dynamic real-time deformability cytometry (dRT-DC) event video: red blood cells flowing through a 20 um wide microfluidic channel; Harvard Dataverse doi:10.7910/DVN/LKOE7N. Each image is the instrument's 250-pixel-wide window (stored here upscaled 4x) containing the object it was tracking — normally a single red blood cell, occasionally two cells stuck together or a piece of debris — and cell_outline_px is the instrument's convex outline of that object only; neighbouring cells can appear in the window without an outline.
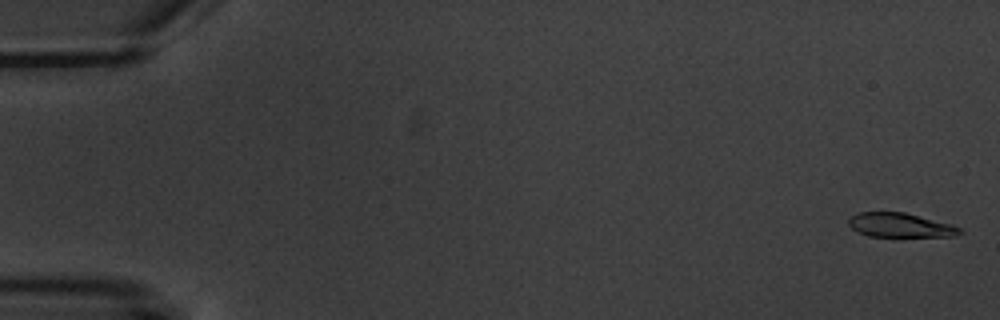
{"species": "common noctule bat (a hibernating species)", "species_latin": "Nyctalus noctula", "temperature_condition": "warm", "stored_images_in_passage": 8, "camera_frame_rate_fps": 3000, "um_per_image_px": 0.085, "animal": {"sex": "male", "body_mass_g": 20.1, "forearm_length_mm": 53.5}, "frame": {"image": 1, "passage_image": 1, "time_ms": 0.0, "image_size_px": [1000, 320], "cell_outline_px": [[964, 232], [956, 236], [892, 240], [868, 236], [852, 228], [848, 224], [848, 220], [852, 216], [860, 212], [904, 212], [952, 224], [960, 228]], "centroid_in_image_um": [76.58, 19.21], "position_along_channel_um": 8.4, "area_um2": 16.82}}
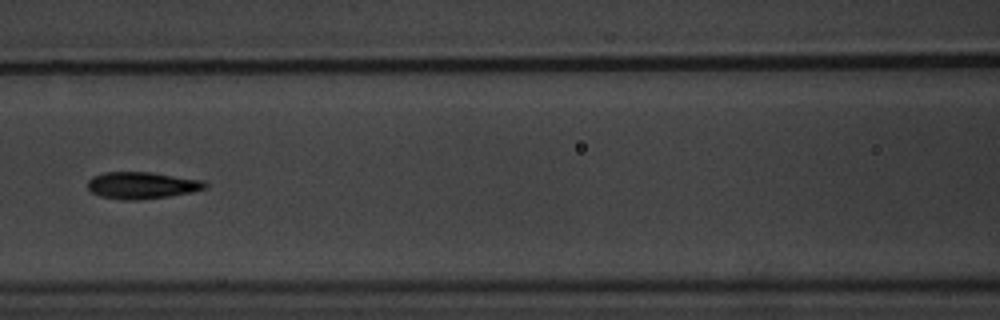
{"frame": {"image": 2, "passage_image": 7, "time_ms": 8.333, "image_size_px": [1000, 320], "cell_outline_px": [[208, 188], [192, 192], [168, 196], [140, 200], [124, 200], [100, 196], [92, 192], [88, 188], [88, 180], [92, 176], [104, 172], [152, 172], [204, 180], [208, 184]], "centroid_in_image_um": [12.09, 15.75], "position_along_channel_um": 154.5, "area_um2": 18.55}}